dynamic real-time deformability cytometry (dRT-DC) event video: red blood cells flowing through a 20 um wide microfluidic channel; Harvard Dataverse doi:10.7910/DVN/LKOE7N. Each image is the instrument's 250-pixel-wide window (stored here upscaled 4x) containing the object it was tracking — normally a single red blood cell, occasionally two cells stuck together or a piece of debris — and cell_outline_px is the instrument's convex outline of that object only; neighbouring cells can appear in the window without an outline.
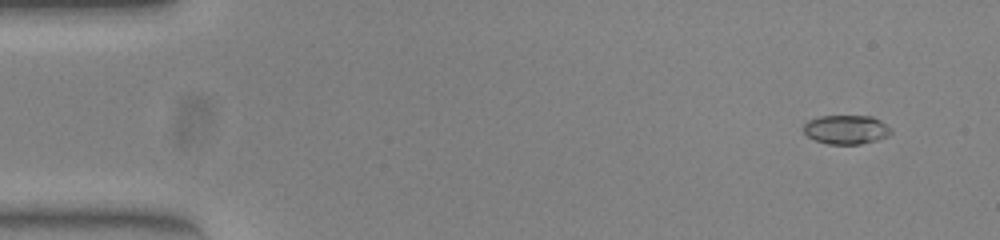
{"species": "common noctule bat (a hibernating species)", "species_latin": "Nyctalus noctula", "temperature_condition": "warm", "stored_images_in_passage": 50, "camera_frame_rate_fps": 3000, "um_per_image_px": 0.085, "animal": {"sex": "female", "body_mass_g": 23.0, "forearm_length_mm": 53.4}, "frame": {"image": 1, "passage_image": 1, "time_ms": 0.0, "image_size_px": [1000, 240], "cell_outline_px": [[892, 132], [888, 136], [876, 140], [860, 144], [828, 144], [816, 140], [808, 136], [804, 132], [804, 124], [808, 120], [820, 116], [872, 116], [880, 120], [892, 128]], "centroid_in_image_um": [71.95, 11.01], "position_along_channel_um": 13.1, "area_um2": 14.8}}
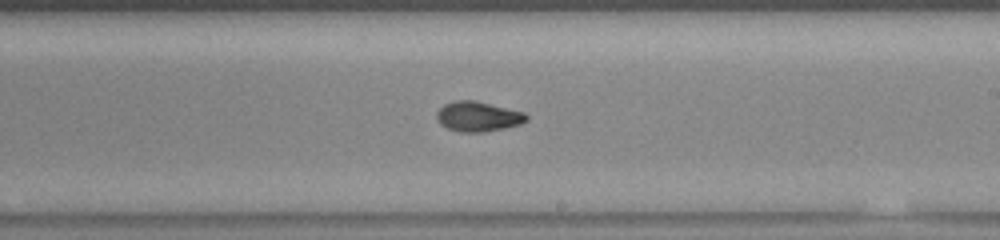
{"frame": {"image": 2, "passage_image": 28, "time_ms": 9.0, "image_size_px": [1000, 240], "cell_outline_px": [[528, 120], [520, 124], [504, 128], [484, 132], [460, 132], [448, 128], [440, 124], [436, 116], [436, 112], [444, 104], [456, 100], [476, 100], [524, 112], [528, 116]], "centroid_in_image_um": [40.63, 9.9], "position_along_channel_um": 248.4, "area_um2": 15.72}}
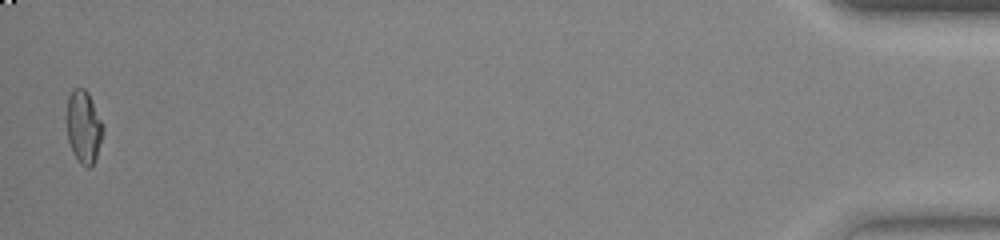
{"frame": {"image": 3, "passage_image": 49, "time_ms": 16.0, "image_size_px": [1000, 240], "cell_outline_px": [[104, 128], [96, 160], [88, 168], [80, 164], [72, 152], [68, 140], [64, 120], [64, 116], [68, 96], [72, 88], [84, 88], [88, 92], [104, 124]], "centroid_in_image_um": [7.07, 10.76], "position_along_channel_um": 428.1, "area_um2": 16.07}, "authors_computed_cell_mechanics": {"area_um2": 15.2881, "velocity_mm_per_s": 3.9401, "shape_relaxation_time_tau1_ms": 4.9295, "shape_relaxation_time_tau2_ms": 3.0071, "deformation_change_tau1": 0.1918, "deformation_change_tau2": 0.0436}}